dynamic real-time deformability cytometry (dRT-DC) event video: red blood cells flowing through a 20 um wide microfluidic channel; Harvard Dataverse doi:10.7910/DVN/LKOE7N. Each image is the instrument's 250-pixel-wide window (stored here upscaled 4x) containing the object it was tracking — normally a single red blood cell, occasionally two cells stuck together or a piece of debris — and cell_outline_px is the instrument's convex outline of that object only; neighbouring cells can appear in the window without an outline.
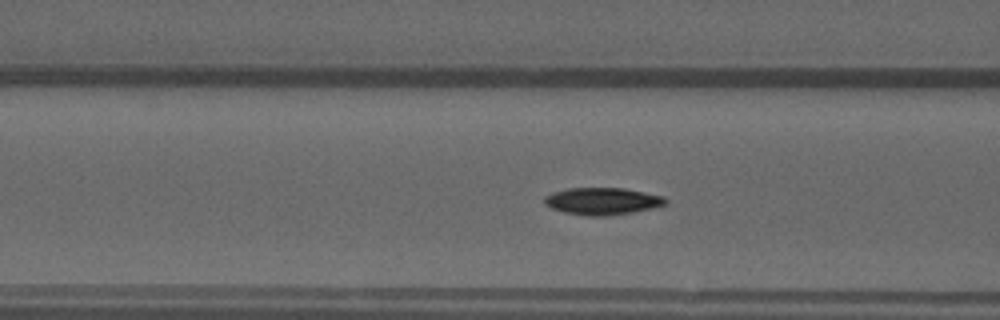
{"species": "common noctule bat (a hibernating species)", "species_latin": "Nyctalus noctula", "temperature_condition": "warm", "stored_images_in_passage": 50, "camera_frame_rate_fps": 3000, "um_per_image_px": 0.085, "animal": {"sex": "male", "forearm_length_mm": 52.5}, "frame": {"image": 1, "passage_image": 19, "time_ms": 6.0, "image_size_px": [1000, 320], "cell_outline_px": [[668, 204], [656, 208], [608, 216], [584, 216], [564, 212], [552, 208], [544, 204], [544, 196], [552, 192], [568, 188], [624, 188], [664, 196], [668, 200]], "centroid_in_image_um": [51.23, 17.1], "position_along_channel_um": 115.4, "area_um2": 19.42}}
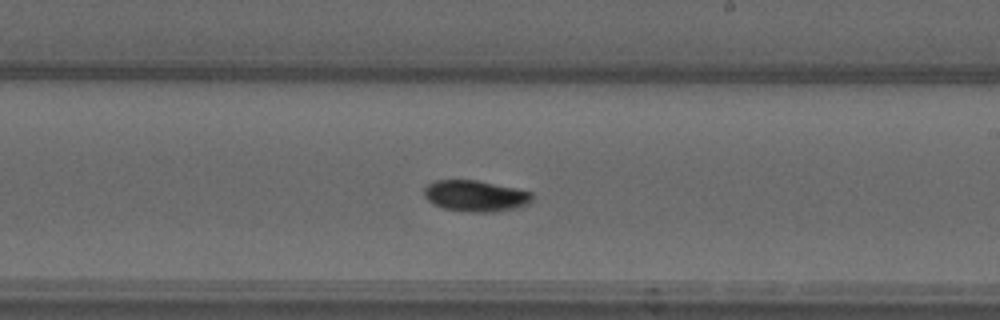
{"frame": {"image": 2, "passage_image": 29, "time_ms": 9.333, "image_size_px": [1000, 320], "cell_outline_px": [[532, 200], [528, 204], [516, 208], [496, 212], [464, 212], [444, 208], [432, 204], [424, 196], [424, 188], [428, 184], [436, 180], [476, 180], [516, 188], [532, 192]], "centroid_in_image_um": [40.41, 16.66], "position_along_channel_um": 248.6, "area_um2": 19.77}}
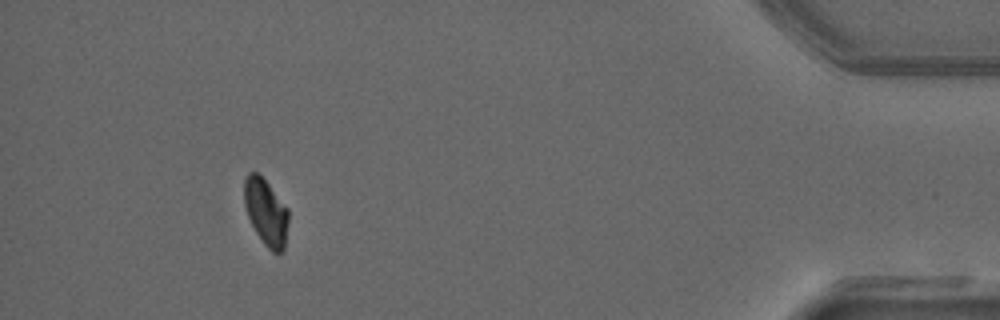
{"frame": {"image": 3, "passage_image": 46, "time_ms": 15.0, "image_size_px": [1000, 320], "cell_outline_px": [[288, 220], [284, 248], [280, 252], [272, 252], [264, 244], [256, 232], [248, 216], [244, 204], [244, 180], [248, 172], [256, 172], [268, 184], [288, 208]], "centroid_in_image_um": [22.6, 18.02], "position_along_channel_um": 412.6, "area_um2": 16.88}, "authors_computed_cell_mechanics": {"area_um2": 17.8024, "velocity_mm_per_s": 3.9999, "shape_relaxation_time_tau1_ms": 6.1975, "shape_relaxation_time_tau2_ms": null, "deformation_change_tau1": 0.1886, "deformation_change_tau2": null}}